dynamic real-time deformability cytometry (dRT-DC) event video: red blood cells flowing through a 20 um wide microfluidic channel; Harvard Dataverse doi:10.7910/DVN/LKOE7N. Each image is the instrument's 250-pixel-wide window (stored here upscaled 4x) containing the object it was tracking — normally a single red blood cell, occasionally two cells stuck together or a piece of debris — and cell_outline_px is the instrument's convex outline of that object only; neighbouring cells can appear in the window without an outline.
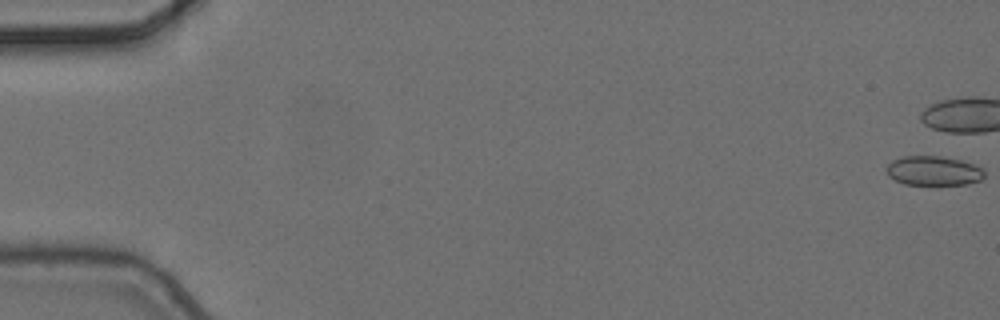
{"species": "common noctule bat (a hibernating species)", "species_latin": "Nyctalus noctula", "temperature_condition": "cold", "stored_images_in_passage": 10, "camera_frame_rate_fps": 3000, "um_per_image_px": 0.085, "animal": {"sex": "female", "body_mass_g": 24.6, "forearm_length_mm": 56.2}, "frame": {"image": 1, "passage_image": 1, "time_ms": 0.0, "image_size_px": [1000, 320], "cell_outline_px": [[984, 176], [980, 180], [968, 184], [904, 184], [888, 176], [884, 168], [892, 160], [900, 156], [940, 156], [960, 160], [984, 168]], "centroid_in_image_um": [79.31, 14.51], "position_along_channel_um": 5.7, "area_um2": 16.82}}
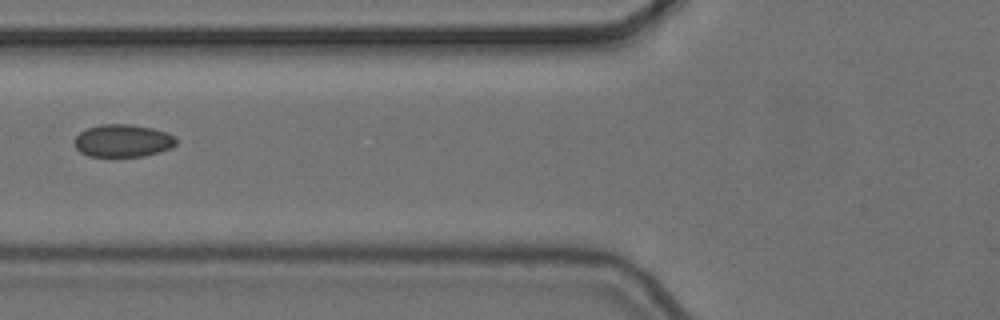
{"frame": {"image": 2, "passage_image": 7, "time_ms": 2.0, "image_size_px": [1000, 320], "cell_outline_px": [[176, 144], [172, 148], [144, 156], [88, 156], [80, 152], [76, 148], [76, 136], [80, 132], [88, 128], [100, 124], [132, 124], [152, 128], [164, 132], [172, 136], [176, 140]], "centroid_in_image_um": [10.43, 11.96], "position_along_channel_um": 115.4, "area_um2": 19.13}}
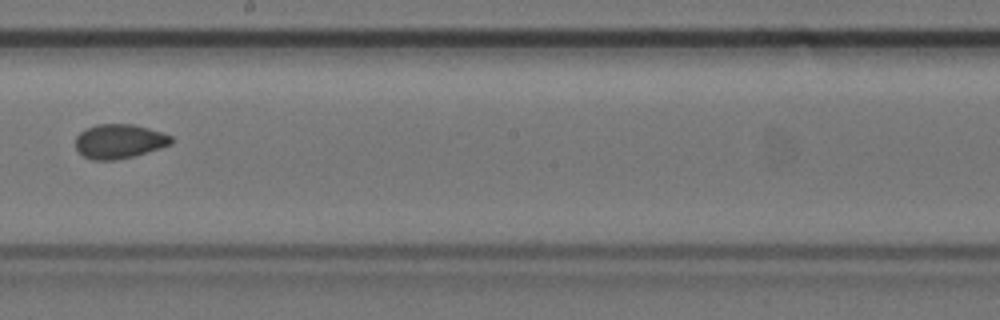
{"frame": {"image": 3, "passage_image": 10, "time_ms": 3.0, "image_size_px": [1000, 320], "cell_outline_px": [[172, 144], [160, 148], [132, 156], [116, 160], [92, 160], [84, 156], [76, 148], [76, 136], [80, 132], [96, 124], [132, 124], [148, 128], [172, 136]], "centroid_in_image_um": [10.13, 12.01], "position_along_channel_um": 238.1, "area_um2": 18.96}}